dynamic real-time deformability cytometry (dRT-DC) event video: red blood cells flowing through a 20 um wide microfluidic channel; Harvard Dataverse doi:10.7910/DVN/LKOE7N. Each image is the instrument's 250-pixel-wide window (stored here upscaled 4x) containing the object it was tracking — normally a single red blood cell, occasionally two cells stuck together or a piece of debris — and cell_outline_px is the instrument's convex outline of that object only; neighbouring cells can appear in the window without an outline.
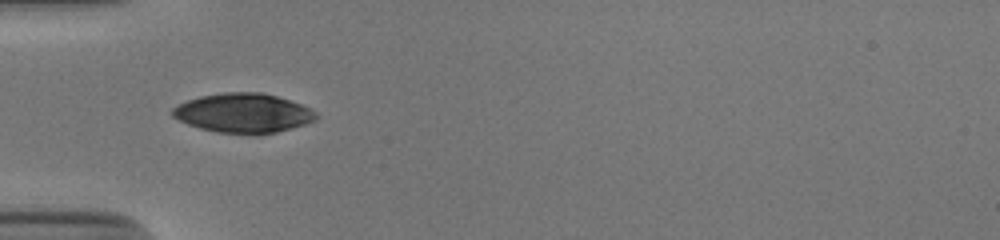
{"species": "human", "species_latin": "Homo sapiens", "temperature_condition": "cold", "stored_images_in_passage": 36, "camera_frame_rate_fps": 3000, "um_per_image_px": 0.085, "donor": {"sex": "male"}, "frame": {"image": 1, "passage_image": 1, "time_ms": 0.0, "image_size_px": [1000, 240], "cell_outline_px": [[316, 120], [304, 124], [276, 132], [216, 132], [200, 128], [188, 124], [172, 116], [172, 108], [188, 100], [200, 96], [224, 92], [260, 92], [276, 96], [300, 104], [316, 112]], "centroid_in_image_um": [20.65, 9.58], "position_along_channel_um": 64.4, "area_um2": 32.08}}
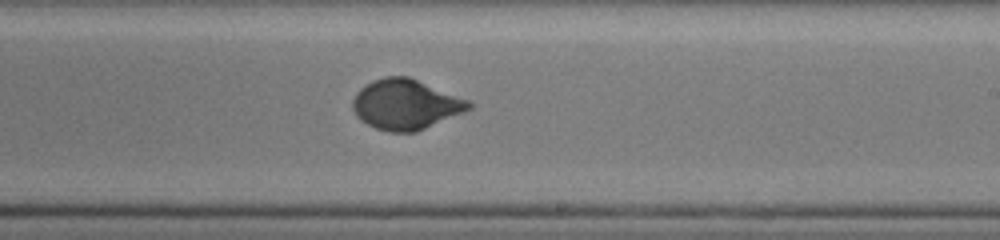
{"frame": {"image": 2, "passage_image": 16, "time_ms": 5.0, "image_size_px": [1000, 240], "cell_outline_px": [[472, 108], [464, 112], [416, 132], [388, 132], [376, 128], [360, 120], [356, 116], [352, 108], [352, 100], [356, 92], [360, 88], [372, 80], [384, 76], [408, 76], [468, 100], [472, 104]], "centroid_in_image_um": [34.44, 8.88], "position_along_channel_um": 254.6, "area_um2": 33.93}}
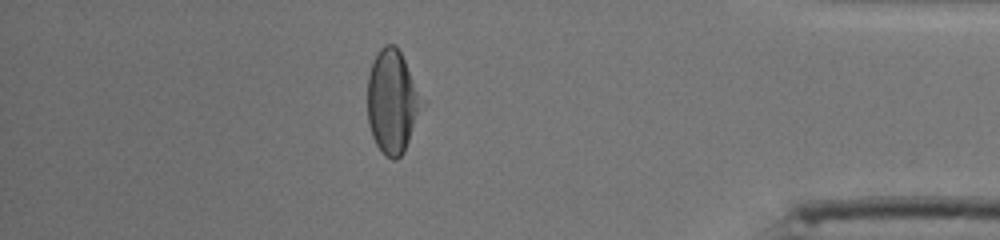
{"frame": {"image": 3, "passage_image": 30, "time_ms": 9.667, "image_size_px": [1000, 240], "cell_outline_px": [[428, 104], [404, 152], [396, 160], [392, 160], [384, 156], [376, 144], [372, 136], [368, 124], [368, 76], [372, 64], [380, 48], [384, 44], [396, 44], [428, 100]], "centroid_in_image_um": [33.45, 8.66], "position_along_channel_um": 401.8, "area_um2": 34.39}, "authors_computed_cell_mechanics": {"area_um2": 33.8708, "velocity_mm_per_s": 3.8657, "shape_relaxation_time_tau1_ms": 3.5348, "shape_relaxation_time_tau2_ms": null, "deformation_change_tau1": 0.1626, "deformation_change_tau2": null}}